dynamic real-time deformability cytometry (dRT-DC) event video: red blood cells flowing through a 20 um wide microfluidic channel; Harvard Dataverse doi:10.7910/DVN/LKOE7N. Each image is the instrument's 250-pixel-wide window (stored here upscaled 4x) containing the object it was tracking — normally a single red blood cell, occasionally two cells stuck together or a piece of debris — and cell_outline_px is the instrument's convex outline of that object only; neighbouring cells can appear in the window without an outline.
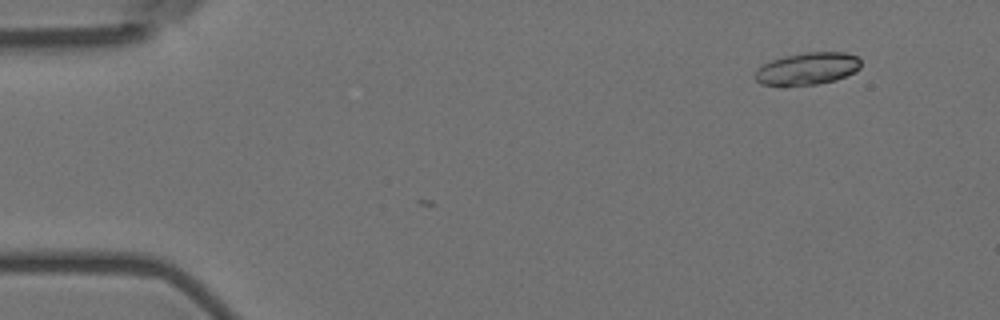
{"species": "Egyptian fruit bat (a non-hibernating species)", "species_latin": "Rousettus aegyptiacus", "temperature_condition": "room temperature", "stored_images_in_passage": 3, "camera_frame_rate_fps": 3000, "um_per_image_px": 0.085, "animal": {"sex": "female"}, "frame": {"image": 1, "passage_image": 1, "time_ms": 0.0, "image_size_px": [1000, 320], "cell_outline_px": [[860, 68], [856, 72], [836, 80], [816, 84], [784, 88], [780, 88], [760, 84], [752, 76], [764, 64], [772, 60], [784, 56], [804, 52], [844, 52], [856, 56], [860, 60]], "centroid_in_image_um": [68.59, 5.88], "position_along_channel_um": 16.4, "area_um2": 20.46}}